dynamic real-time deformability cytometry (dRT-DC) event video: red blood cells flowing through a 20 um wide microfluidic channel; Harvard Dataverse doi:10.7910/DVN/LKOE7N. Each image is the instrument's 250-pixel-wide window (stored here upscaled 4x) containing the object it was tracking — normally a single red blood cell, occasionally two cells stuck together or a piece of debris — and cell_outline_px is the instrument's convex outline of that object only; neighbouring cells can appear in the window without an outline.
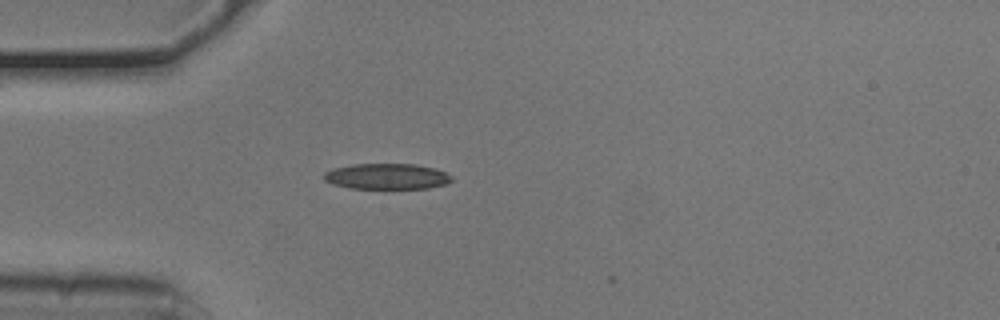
{"species": "common noctule bat (a hibernating species)", "species_latin": "Nyctalus noctula", "temperature_condition": "cold", "stored_images_in_passage": 6, "camera_frame_rate_fps": 3000, "um_per_image_px": 0.085, "animal": {"sex": "male", "body_mass_g": 20.5, "forearm_length_mm": 52.5}, "frame": {"image": 1, "passage_image": 2, "time_ms": 0.333, "image_size_px": [1000, 320], "cell_outline_px": [[452, 180], [448, 184], [428, 188], [348, 188], [332, 184], [324, 180], [324, 172], [332, 168], [352, 164], [416, 164], [432, 168], [444, 172], [452, 176]], "centroid_in_image_um": [32.85, 14.99], "position_along_channel_um": 52.1, "area_um2": 19.19}}